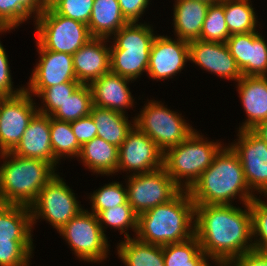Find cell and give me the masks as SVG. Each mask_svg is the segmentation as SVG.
Instances as JSON below:
<instances>
[{
  "label": "cell",
  "instance_id": "cell-7",
  "mask_svg": "<svg viewBox=\"0 0 267 266\" xmlns=\"http://www.w3.org/2000/svg\"><path fill=\"white\" fill-rule=\"evenodd\" d=\"M136 113L135 126L145 133L164 153L186 140L196 129L184 119L182 113L168 109L157 100H148Z\"/></svg>",
  "mask_w": 267,
  "mask_h": 266
},
{
  "label": "cell",
  "instance_id": "cell-28",
  "mask_svg": "<svg viewBox=\"0 0 267 266\" xmlns=\"http://www.w3.org/2000/svg\"><path fill=\"white\" fill-rule=\"evenodd\" d=\"M116 256L125 266H165L161 245L143 242L133 236L119 240Z\"/></svg>",
  "mask_w": 267,
  "mask_h": 266
},
{
  "label": "cell",
  "instance_id": "cell-45",
  "mask_svg": "<svg viewBox=\"0 0 267 266\" xmlns=\"http://www.w3.org/2000/svg\"><path fill=\"white\" fill-rule=\"evenodd\" d=\"M0 31H12V0H0Z\"/></svg>",
  "mask_w": 267,
  "mask_h": 266
},
{
  "label": "cell",
  "instance_id": "cell-1",
  "mask_svg": "<svg viewBox=\"0 0 267 266\" xmlns=\"http://www.w3.org/2000/svg\"><path fill=\"white\" fill-rule=\"evenodd\" d=\"M195 236L212 261L230 263L253 250L249 204L195 205Z\"/></svg>",
  "mask_w": 267,
  "mask_h": 266
},
{
  "label": "cell",
  "instance_id": "cell-30",
  "mask_svg": "<svg viewBox=\"0 0 267 266\" xmlns=\"http://www.w3.org/2000/svg\"><path fill=\"white\" fill-rule=\"evenodd\" d=\"M165 266H207L209 257L194 235L189 240L162 246Z\"/></svg>",
  "mask_w": 267,
  "mask_h": 266
},
{
  "label": "cell",
  "instance_id": "cell-24",
  "mask_svg": "<svg viewBox=\"0 0 267 266\" xmlns=\"http://www.w3.org/2000/svg\"><path fill=\"white\" fill-rule=\"evenodd\" d=\"M119 148L100 137L81 146L78 161H81L86 169L101 176H112L117 173Z\"/></svg>",
  "mask_w": 267,
  "mask_h": 266
},
{
  "label": "cell",
  "instance_id": "cell-3",
  "mask_svg": "<svg viewBox=\"0 0 267 266\" xmlns=\"http://www.w3.org/2000/svg\"><path fill=\"white\" fill-rule=\"evenodd\" d=\"M195 235V204L188 190L138 215L137 239L154 245L180 243Z\"/></svg>",
  "mask_w": 267,
  "mask_h": 266
},
{
  "label": "cell",
  "instance_id": "cell-43",
  "mask_svg": "<svg viewBox=\"0 0 267 266\" xmlns=\"http://www.w3.org/2000/svg\"><path fill=\"white\" fill-rule=\"evenodd\" d=\"M124 18L129 22H139V19L149 8L150 0H118Z\"/></svg>",
  "mask_w": 267,
  "mask_h": 266
},
{
  "label": "cell",
  "instance_id": "cell-2",
  "mask_svg": "<svg viewBox=\"0 0 267 266\" xmlns=\"http://www.w3.org/2000/svg\"><path fill=\"white\" fill-rule=\"evenodd\" d=\"M188 191L195 205H232L237 198L243 205L256 197L245 181L238 155L226 144Z\"/></svg>",
  "mask_w": 267,
  "mask_h": 266
},
{
  "label": "cell",
  "instance_id": "cell-16",
  "mask_svg": "<svg viewBox=\"0 0 267 266\" xmlns=\"http://www.w3.org/2000/svg\"><path fill=\"white\" fill-rule=\"evenodd\" d=\"M189 61V42L167 35L155 36L149 55L148 78L168 80L180 74Z\"/></svg>",
  "mask_w": 267,
  "mask_h": 266
},
{
  "label": "cell",
  "instance_id": "cell-22",
  "mask_svg": "<svg viewBox=\"0 0 267 266\" xmlns=\"http://www.w3.org/2000/svg\"><path fill=\"white\" fill-rule=\"evenodd\" d=\"M11 153L25 158L42 159L57 168L59 161L54 157L50 139V116L37 113Z\"/></svg>",
  "mask_w": 267,
  "mask_h": 266
},
{
  "label": "cell",
  "instance_id": "cell-37",
  "mask_svg": "<svg viewBox=\"0 0 267 266\" xmlns=\"http://www.w3.org/2000/svg\"><path fill=\"white\" fill-rule=\"evenodd\" d=\"M33 241H0V266H30Z\"/></svg>",
  "mask_w": 267,
  "mask_h": 266
},
{
  "label": "cell",
  "instance_id": "cell-47",
  "mask_svg": "<svg viewBox=\"0 0 267 266\" xmlns=\"http://www.w3.org/2000/svg\"><path fill=\"white\" fill-rule=\"evenodd\" d=\"M60 0H44L45 9L53 8Z\"/></svg>",
  "mask_w": 267,
  "mask_h": 266
},
{
  "label": "cell",
  "instance_id": "cell-18",
  "mask_svg": "<svg viewBox=\"0 0 267 266\" xmlns=\"http://www.w3.org/2000/svg\"><path fill=\"white\" fill-rule=\"evenodd\" d=\"M266 41L258 30L234 34L227 39L226 44L242 76H267Z\"/></svg>",
  "mask_w": 267,
  "mask_h": 266
},
{
  "label": "cell",
  "instance_id": "cell-14",
  "mask_svg": "<svg viewBox=\"0 0 267 266\" xmlns=\"http://www.w3.org/2000/svg\"><path fill=\"white\" fill-rule=\"evenodd\" d=\"M161 167H163V152L153 140L134 126L119 147L117 172L134 175Z\"/></svg>",
  "mask_w": 267,
  "mask_h": 266
},
{
  "label": "cell",
  "instance_id": "cell-25",
  "mask_svg": "<svg viewBox=\"0 0 267 266\" xmlns=\"http://www.w3.org/2000/svg\"><path fill=\"white\" fill-rule=\"evenodd\" d=\"M90 115L98 130L97 137L118 148L135 126V117L130 121L127 115L108 108L92 106Z\"/></svg>",
  "mask_w": 267,
  "mask_h": 266
},
{
  "label": "cell",
  "instance_id": "cell-48",
  "mask_svg": "<svg viewBox=\"0 0 267 266\" xmlns=\"http://www.w3.org/2000/svg\"><path fill=\"white\" fill-rule=\"evenodd\" d=\"M213 264L215 263V265H217V266H230V264L229 263H227V262H222V261H211ZM207 266H212L211 265V263H208V265Z\"/></svg>",
  "mask_w": 267,
  "mask_h": 266
},
{
  "label": "cell",
  "instance_id": "cell-21",
  "mask_svg": "<svg viewBox=\"0 0 267 266\" xmlns=\"http://www.w3.org/2000/svg\"><path fill=\"white\" fill-rule=\"evenodd\" d=\"M236 86L247 117L237 129L253 130L267 121V76H243Z\"/></svg>",
  "mask_w": 267,
  "mask_h": 266
},
{
  "label": "cell",
  "instance_id": "cell-34",
  "mask_svg": "<svg viewBox=\"0 0 267 266\" xmlns=\"http://www.w3.org/2000/svg\"><path fill=\"white\" fill-rule=\"evenodd\" d=\"M230 36L224 14V0L210 4L203 22L200 40L226 43Z\"/></svg>",
  "mask_w": 267,
  "mask_h": 266
},
{
  "label": "cell",
  "instance_id": "cell-39",
  "mask_svg": "<svg viewBox=\"0 0 267 266\" xmlns=\"http://www.w3.org/2000/svg\"><path fill=\"white\" fill-rule=\"evenodd\" d=\"M94 0H60L52 9L59 15L88 25Z\"/></svg>",
  "mask_w": 267,
  "mask_h": 266
},
{
  "label": "cell",
  "instance_id": "cell-6",
  "mask_svg": "<svg viewBox=\"0 0 267 266\" xmlns=\"http://www.w3.org/2000/svg\"><path fill=\"white\" fill-rule=\"evenodd\" d=\"M153 25L142 22L127 23L110 39V71L136 81L146 72L152 42L157 33ZM112 45V46H111Z\"/></svg>",
  "mask_w": 267,
  "mask_h": 266
},
{
  "label": "cell",
  "instance_id": "cell-5",
  "mask_svg": "<svg viewBox=\"0 0 267 266\" xmlns=\"http://www.w3.org/2000/svg\"><path fill=\"white\" fill-rule=\"evenodd\" d=\"M208 140L195 130L186 140L163 153L164 169L182 190L193 186L225 146L219 140Z\"/></svg>",
  "mask_w": 267,
  "mask_h": 266
},
{
  "label": "cell",
  "instance_id": "cell-11",
  "mask_svg": "<svg viewBox=\"0 0 267 266\" xmlns=\"http://www.w3.org/2000/svg\"><path fill=\"white\" fill-rule=\"evenodd\" d=\"M126 178L128 204L137 215L170 201L182 190L164 167Z\"/></svg>",
  "mask_w": 267,
  "mask_h": 266
},
{
  "label": "cell",
  "instance_id": "cell-36",
  "mask_svg": "<svg viewBox=\"0 0 267 266\" xmlns=\"http://www.w3.org/2000/svg\"><path fill=\"white\" fill-rule=\"evenodd\" d=\"M80 85V82H64L43 89L36 96L41 101V105L37 106L38 113L51 116Z\"/></svg>",
  "mask_w": 267,
  "mask_h": 266
},
{
  "label": "cell",
  "instance_id": "cell-13",
  "mask_svg": "<svg viewBox=\"0 0 267 266\" xmlns=\"http://www.w3.org/2000/svg\"><path fill=\"white\" fill-rule=\"evenodd\" d=\"M32 97L26 90L15 96H0V153L11 152L17 146L38 113V103Z\"/></svg>",
  "mask_w": 267,
  "mask_h": 266
},
{
  "label": "cell",
  "instance_id": "cell-8",
  "mask_svg": "<svg viewBox=\"0 0 267 266\" xmlns=\"http://www.w3.org/2000/svg\"><path fill=\"white\" fill-rule=\"evenodd\" d=\"M58 233L69 245L75 258L88 263H101L110 255V243L102 231L97 215L83 209Z\"/></svg>",
  "mask_w": 267,
  "mask_h": 266
},
{
  "label": "cell",
  "instance_id": "cell-50",
  "mask_svg": "<svg viewBox=\"0 0 267 266\" xmlns=\"http://www.w3.org/2000/svg\"><path fill=\"white\" fill-rule=\"evenodd\" d=\"M201 1H205L209 4H213V3L219 2L220 0H201Z\"/></svg>",
  "mask_w": 267,
  "mask_h": 266
},
{
  "label": "cell",
  "instance_id": "cell-9",
  "mask_svg": "<svg viewBox=\"0 0 267 266\" xmlns=\"http://www.w3.org/2000/svg\"><path fill=\"white\" fill-rule=\"evenodd\" d=\"M33 23L35 42L46 50L73 55L93 38L88 25L59 15L52 8L44 9Z\"/></svg>",
  "mask_w": 267,
  "mask_h": 266
},
{
  "label": "cell",
  "instance_id": "cell-35",
  "mask_svg": "<svg viewBox=\"0 0 267 266\" xmlns=\"http://www.w3.org/2000/svg\"><path fill=\"white\" fill-rule=\"evenodd\" d=\"M90 194V195H89ZM88 199L91 205V211L97 215L100 211L126 204L128 202L126 185L118 181H112L89 193Z\"/></svg>",
  "mask_w": 267,
  "mask_h": 266
},
{
  "label": "cell",
  "instance_id": "cell-38",
  "mask_svg": "<svg viewBox=\"0 0 267 266\" xmlns=\"http://www.w3.org/2000/svg\"><path fill=\"white\" fill-rule=\"evenodd\" d=\"M256 196L250 203L254 249L267 253V201ZM267 199V197H266Z\"/></svg>",
  "mask_w": 267,
  "mask_h": 266
},
{
  "label": "cell",
  "instance_id": "cell-33",
  "mask_svg": "<svg viewBox=\"0 0 267 266\" xmlns=\"http://www.w3.org/2000/svg\"><path fill=\"white\" fill-rule=\"evenodd\" d=\"M93 106L92 91L89 85H80L50 117L71 122L90 115Z\"/></svg>",
  "mask_w": 267,
  "mask_h": 266
},
{
  "label": "cell",
  "instance_id": "cell-19",
  "mask_svg": "<svg viewBox=\"0 0 267 266\" xmlns=\"http://www.w3.org/2000/svg\"><path fill=\"white\" fill-rule=\"evenodd\" d=\"M109 40L93 37L72 55L76 78L82 85H90L110 71Z\"/></svg>",
  "mask_w": 267,
  "mask_h": 266
},
{
  "label": "cell",
  "instance_id": "cell-27",
  "mask_svg": "<svg viewBox=\"0 0 267 266\" xmlns=\"http://www.w3.org/2000/svg\"><path fill=\"white\" fill-rule=\"evenodd\" d=\"M29 207L6 205L0 211V241H34Z\"/></svg>",
  "mask_w": 267,
  "mask_h": 266
},
{
  "label": "cell",
  "instance_id": "cell-4",
  "mask_svg": "<svg viewBox=\"0 0 267 266\" xmlns=\"http://www.w3.org/2000/svg\"><path fill=\"white\" fill-rule=\"evenodd\" d=\"M0 197L7 205L30 207L40 190L58 174L47 161L0 153Z\"/></svg>",
  "mask_w": 267,
  "mask_h": 266
},
{
  "label": "cell",
  "instance_id": "cell-40",
  "mask_svg": "<svg viewBox=\"0 0 267 266\" xmlns=\"http://www.w3.org/2000/svg\"><path fill=\"white\" fill-rule=\"evenodd\" d=\"M44 9V0H12V30L26 23L30 17L35 20Z\"/></svg>",
  "mask_w": 267,
  "mask_h": 266
},
{
  "label": "cell",
  "instance_id": "cell-49",
  "mask_svg": "<svg viewBox=\"0 0 267 266\" xmlns=\"http://www.w3.org/2000/svg\"><path fill=\"white\" fill-rule=\"evenodd\" d=\"M6 202L0 197V211L6 206Z\"/></svg>",
  "mask_w": 267,
  "mask_h": 266
},
{
  "label": "cell",
  "instance_id": "cell-20",
  "mask_svg": "<svg viewBox=\"0 0 267 266\" xmlns=\"http://www.w3.org/2000/svg\"><path fill=\"white\" fill-rule=\"evenodd\" d=\"M132 81L111 71L102 75L89 85L92 91L93 106L108 108L128 115L127 111L136 105L129 87L130 82L134 83Z\"/></svg>",
  "mask_w": 267,
  "mask_h": 266
},
{
  "label": "cell",
  "instance_id": "cell-10",
  "mask_svg": "<svg viewBox=\"0 0 267 266\" xmlns=\"http://www.w3.org/2000/svg\"><path fill=\"white\" fill-rule=\"evenodd\" d=\"M64 178L55 175L38 194L31 211L32 227L39 219L46 220L57 232L75 217L84 207ZM37 220V221H36Z\"/></svg>",
  "mask_w": 267,
  "mask_h": 266
},
{
  "label": "cell",
  "instance_id": "cell-29",
  "mask_svg": "<svg viewBox=\"0 0 267 266\" xmlns=\"http://www.w3.org/2000/svg\"><path fill=\"white\" fill-rule=\"evenodd\" d=\"M253 7L251 0H224L226 25L231 35L250 33L259 30L257 27L261 28Z\"/></svg>",
  "mask_w": 267,
  "mask_h": 266
},
{
  "label": "cell",
  "instance_id": "cell-32",
  "mask_svg": "<svg viewBox=\"0 0 267 266\" xmlns=\"http://www.w3.org/2000/svg\"><path fill=\"white\" fill-rule=\"evenodd\" d=\"M99 224L103 233L106 235L107 227L118 230L120 235L124 233V238H130L129 230H132L135 235L137 232L138 215L133 208L128 204L118 205L110 209L102 210L97 214Z\"/></svg>",
  "mask_w": 267,
  "mask_h": 266
},
{
  "label": "cell",
  "instance_id": "cell-41",
  "mask_svg": "<svg viewBox=\"0 0 267 266\" xmlns=\"http://www.w3.org/2000/svg\"><path fill=\"white\" fill-rule=\"evenodd\" d=\"M1 35L8 33V31H0ZM0 40V96H15L25 90V85L14 88V82L12 81V75L10 70V64L8 61V55L6 49L1 44Z\"/></svg>",
  "mask_w": 267,
  "mask_h": 266
},
{
  "label": "cell",
  "instance_id": "cell-46",
  "mask_svg": "<svg viewBox=\"0 0 267 266\" xmlns=\"http://www.w3.org/2000/svg\"><path fill=\"white\" fill-rule=\"evenodd\" d=\"M253 130L267 143V121L260 123Z\"/></svg>",
  "mask_w": 267,
  "mask_h": 266
},
{
  "label": "cell",
  "instance_id": "cell-44",
  "mask_svg": "<svg viewBox=\"0 0 267 266\" xmlns=\"http://www.w3.org/2000/svg\"><path fill=\"white\" fill-rule=\"evenodd\" d=\"M230 266H267V253L255 249L233 259Z\"/></svg>",
  "mask_w": 267,
  "mask_h": 266
},
{
  "label": "cell",
  "instance_id": "cell-42",
  "mask_svg": "<svg viewBox=\"0 0 267 266\" xmlns=\"http://www.w3.org/2000/svg\"><path fill=\"white\" fill-rule=\"evenodd\" d=\"M70 125L78 143L81 146L97 137L98 130L91 115L71 121Z\"/></svg>",
  "mask_w": 267,
  "mask_h": 266
},
{
  "label": "cell",
  "instance_id": "cell-31",
  "mask_svg": "<svg viewBox=\"0 0 267 266\" xmlns=\"http://www.w3.org/2000/svg\"><path fill=\"white\" fill-rule=\"evenodd\" d=\"M50 139L54 157L61 163L64 158H78L81 145L73 133L70 122L50 117Z\"/></svg>",
  "mask_w": 267,
  "mask_h": 266
},
{
  "label": "cell",
  "instance_id": "cell-17",
  "mask_svg": "<svg viewBox=\"0 0 267 266\" xmlns=\"http://www.w3.org/2000/svg\"><path fill=\"white\" fill-rule=\"evenodd\" d=\"M189 62L213 76L238 82L243 76L226 43L204 40L189 41Z\"/></svg>",
  "mask_w": 267,
  "mask_h": 266
},
{
  "label": "cell",
  "instance_id": "cell-15",
  "mask_svg": "<svg viewBox=\"0 0 267 266\" xmlns=\"http://www.w3.org/2000/svg\"><path fill=\"white\" fill-rule=\"evenodd\" d=\"M38 62L32 70L25 90L33 97L43 89L64 82H79L71 54L43 49L37 42Z\"/></svg>",
  "mask_w": 267,
  "mask_h": 266
},
{
  "label": "cell",
  "instance_id": "cell-12",
  "mask_svg": "<svg viewBox=\"0 0 267 266\" xmlns=\"http://www.w3.org/2000/svg\"><path fill=\"white\" fill-rule=\"evenodd\" d=\"M237 137L228 145L240 159L245 181L255 196L267 197V143L254 130H237Z\"/></svg>",
  "mask_w": 267,
  "mask_h": 266
},
{
  "label": "cell",
  "instance_id": "cell-26",
  "mask_svg": "<svg viewBox=\"0 0 267 266\" xmlns=\"http://www.w3.org/2000/svg\"><path fill=\"white\" fill-rule=\"evenodd\" d=\"M127 23L118 0H94L88 23L92 37L110 39Z\"/></svg>",
  "mask_w": 267,
  "mask_h": 266
},
{
  "label": "cell",
  "instance_id": "cell-23",
  "mask_svg": "<svg viewBox=\"0 0 267 266\" xmlns=\"http://www.w3.org/2000/svg\"><path fill=\"white\" fill-rule=\"evenodd\" d=\"M209 3L201 0H174L173 33L186 41L200 39Z\"/></svg>",
  "mask_w": 267,
  "mask_h": 266
}]
</instances>
